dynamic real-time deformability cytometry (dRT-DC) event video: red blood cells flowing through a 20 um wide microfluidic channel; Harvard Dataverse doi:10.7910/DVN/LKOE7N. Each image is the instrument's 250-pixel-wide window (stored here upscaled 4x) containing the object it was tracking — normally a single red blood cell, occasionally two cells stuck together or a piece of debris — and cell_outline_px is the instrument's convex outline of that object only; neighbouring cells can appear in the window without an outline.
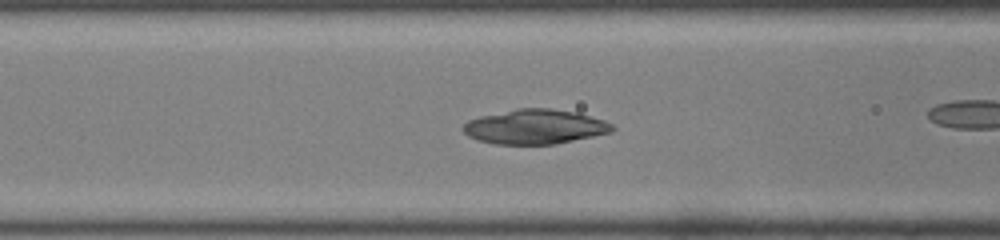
{"species": "common noctule bat (a hibernating species)", "species_latin": "Nyctalus noctula", "temperature_condition": "room temperature", "stored_images_in_passage": 23, "camera_frame_rate_fps": 3000, "um_per_image_px": 0.085, "animal": {"sex": "male", "body_mass_g": 19.0, "forearm_length_mm": 50.8}, "frame": {"image": 1, "passage_image": 7, "time_ms": 2.0, "image_size_px": [1000, 240], "cell_outline_px": [[616, 128], [612, 132], [556, 144], [496, 144], [476, 140], [468, 136], [464, 132], [464, 124], [468, 120], [480, 116], [516, 108], [552, 108], [576, 112], [604, 120], [612, 124]], "centroid_in_image_um": [45.48, 10.77], "position_along_channel_um": 121.1, "area_um2": 30.17}}
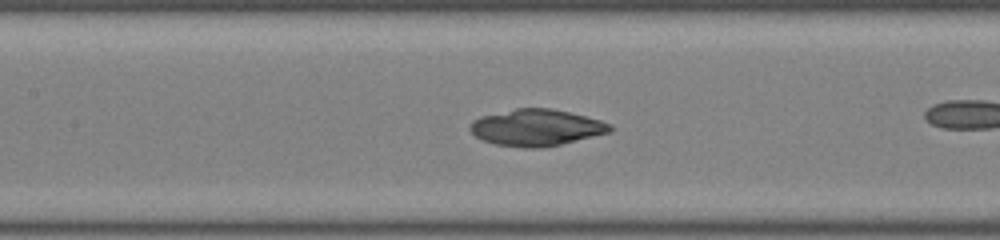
{"frame": {"image": 2, "passage_image": 10, "time_ms": 3.0, "image_size_px": [1000, 240], "cell_outline_px": [[612, 132], [560, 144], [540, 148], [524, 148], [496, 144], [484, 140], [476, 136], [468, 128], [472, 120], [480, 116], [516, 108], [552, 108], [600, 120], [612, 124]], "centroid_in_image_um": [45.59, 10.84], "position_along_channel_um": 161.8, "area_um2": 29.77}}